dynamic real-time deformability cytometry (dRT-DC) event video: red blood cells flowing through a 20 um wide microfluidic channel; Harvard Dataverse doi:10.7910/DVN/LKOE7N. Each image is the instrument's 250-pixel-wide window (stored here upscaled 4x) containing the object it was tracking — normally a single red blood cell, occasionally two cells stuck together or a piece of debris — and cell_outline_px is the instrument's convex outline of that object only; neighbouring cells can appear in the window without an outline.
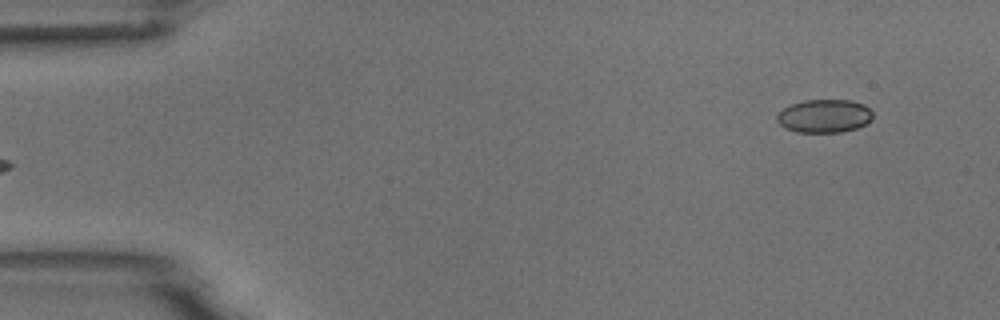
{"species": "common noctule bat (a hibernating species)", "species_latin": "Nyctalus noctula", "temperature_condition": "room temperature", "stored_images_in_passage": 6, "segment_of_instrument_passage": [2, 2], "camera_frame_rate_fps": 3000, "um_per_image_px": 0.085, "animal": {"sex": "male", "body_mass_g": 18.8}, "frame": {"image": 1, "passage_image": 6, "time_ms": 6.0, "image_size_px": [1000, 320], "cell_outline_px": [[872, 120], [856, 128], [840, 132], [796, 132], [784, 128], [776, 120], [776, 116], [784, 108], [792, 104], [804, 100], [852, 100], [864, 104], [872, 112]], "centroid_in_image_um": [70.06, 9.86], "position_along_channel_um": 14.9, "area_um2": 18.55}}